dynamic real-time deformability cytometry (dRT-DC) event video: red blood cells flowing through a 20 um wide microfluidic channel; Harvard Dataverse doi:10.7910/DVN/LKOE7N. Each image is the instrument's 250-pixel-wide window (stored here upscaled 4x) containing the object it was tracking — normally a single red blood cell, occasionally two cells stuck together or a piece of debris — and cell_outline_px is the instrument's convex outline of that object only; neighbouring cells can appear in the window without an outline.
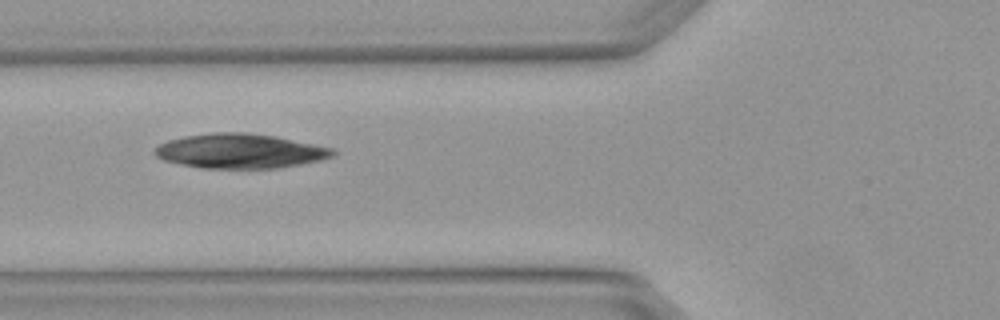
{"species": "Egyptian fruit bat (a non-hibernating species)", "species_latin": "Rousettus aegyptiacus", "temperature_condition": "warm", "stored_images_in_passage": 4, "camera_frame_rate_fps": 3000, "um_per_image_px": 0.085, "animal": {"sex": "female"}, "frame": {"image": 1, "passage_image": 4, "time_ms": 1.0, "image_size_px": [1000, 320], "cell_outline_px": [[336, 156], [320, 160], [280, 168], [200, 168], [180, 164], [164, 160], [156, 156], [152, 152], [160, 144], [168, 140], [184, 136], [212, 132], [244, 132], [276, 136], [332, 148], [336, 152]], "centroid_in_image_um": [20.4, 12.84], "position_along_channel_um": 105.4, "area_um2": 35.95}}